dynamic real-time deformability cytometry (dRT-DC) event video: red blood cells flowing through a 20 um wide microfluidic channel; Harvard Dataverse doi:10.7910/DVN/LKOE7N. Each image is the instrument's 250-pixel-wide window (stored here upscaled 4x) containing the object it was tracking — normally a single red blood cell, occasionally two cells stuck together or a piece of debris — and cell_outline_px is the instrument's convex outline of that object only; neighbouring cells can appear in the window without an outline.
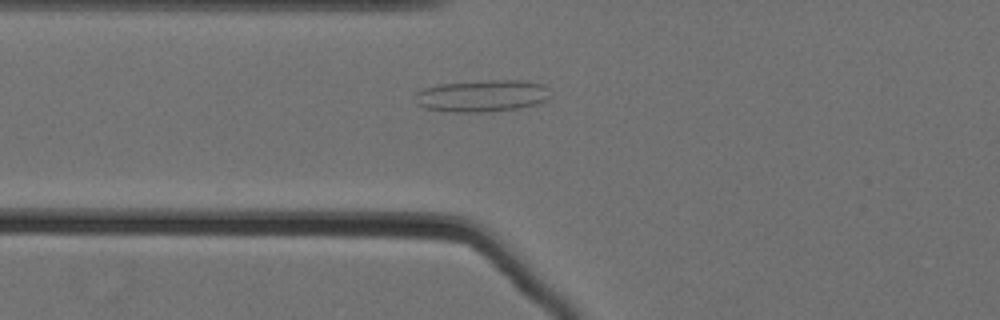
{"species": "Egyptian fruit bat (a non-hibernating species)", "species_latin": "Rousettus aegyptiacus", "temperature_condition": "cold", "stored_images_in_passage": 56, "camera_frame_rate_fps": 3000, "um_per_image_px": 0.085, "animal": {"sex": "female"}, "frame": {"image": 1, "passage_image": 21, "time_ms": 6.667, "image_size_px": [1000, 320], "cell_outline_px": [[552, 96], [536, 104], [520, 108], [484, 112], [452, 112], [424, 108], [420, 104], [416, 92], [424, 88], [440, 84], [488, 80], [520, 80], [544, 84], [548, 88]], "centroid_in_image_um": [41.04, 8.14], "position_along_channel_um": 84.8, "area_um2": 25.03}}
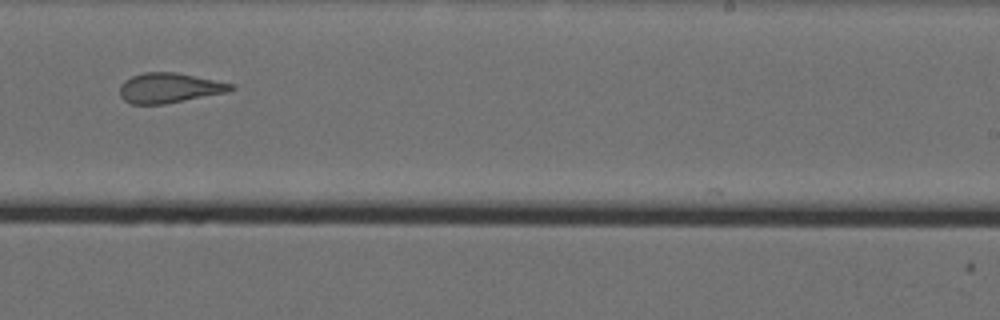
{"frame": {"image": 2, "passage_image": 37, "time_ms": 12.0, "image_size_px": [1000, 320], "cell_outline_px": [[236, 88], [228, 92], [164, 104], [132, 104], [124, 100], [120, 96], [120, 84], [124, 80], [132, 76], [144, 72], [176, 72], [236, 84]], "centroid_in_image_um": [14.41, 7.47], "position_along_channel_um": 274.6, "area_um2": 19.54}}
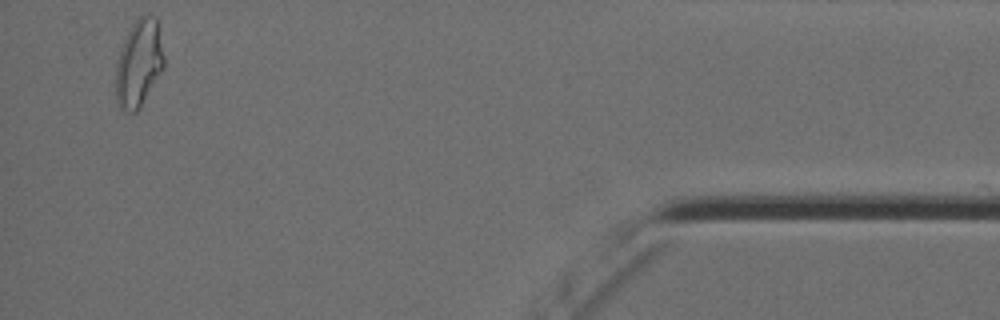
{"frame": {"image": 3, "passage_image": 54, "time_ms": 17.667, "image_size_px": [1000, 320], "cell_outline_px": [[164, 68], [140, 108], [136, 112], [124, 112], [116, 104], [116, 64], [120, 48], [132, 24], [140, 16], [156, 16], [164, 56]], "centroid_in_image_um": [11.8, 5.42], "position_along_channel_um": 423.4, "area_um2": 24.57}, "authors_computed_cell_mechanics": {"area_um2": 22.7154, "velocity_mm_per_s": 3.5593, "shape_relaxation_time_tau1_ms": null, "shape_relaxation_time_tau2_ms": 1.9677, "deformation_change_tau1": null, "deformation_change_tau2": 0.1137}}